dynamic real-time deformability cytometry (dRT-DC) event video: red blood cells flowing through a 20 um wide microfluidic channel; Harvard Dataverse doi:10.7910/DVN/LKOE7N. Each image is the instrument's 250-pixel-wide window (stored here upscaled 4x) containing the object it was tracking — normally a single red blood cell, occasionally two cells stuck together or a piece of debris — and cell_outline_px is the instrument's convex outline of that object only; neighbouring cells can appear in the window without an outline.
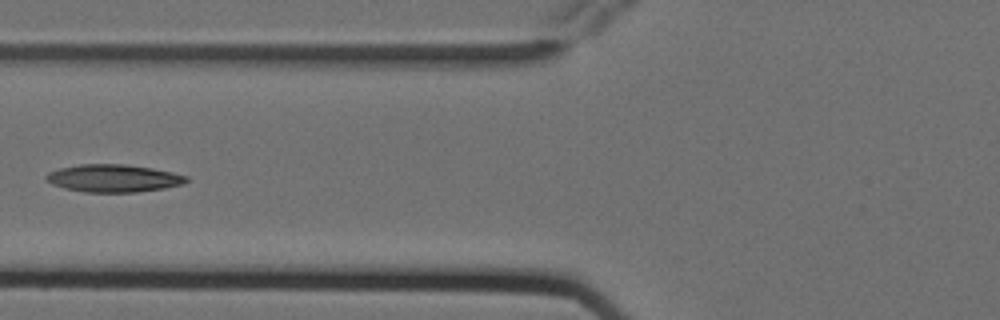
{"species": "Egyptian fruit bat (a non-hibernating species)", "species_latin": "Rousettus aegyptiacus", "temperature_condition": "cold", "stored_images_in_passage": 6, "camera_frame_rate_fps": 3000, "um_per_image_px": 0.085, "animal": {"sex": "female"}, "frame": {"image": 1, "passage_image": 5, "time_ms": 1.333, "image_size_px": [1000, 320], "cell_outline_px": [[188, 180], [184, 184], [164, 188], [136, 192], [84, 192], [64, 188], [52, 184], [44, 176], [48, 172], [60, 168], [80, 164], [124, 164], [152, 168], [172, 172], [188, 176]], "centroid_in_image_um": [9.65, 15.15], "position_along_channel_um": 116.1, "area_um2": 22.54}}
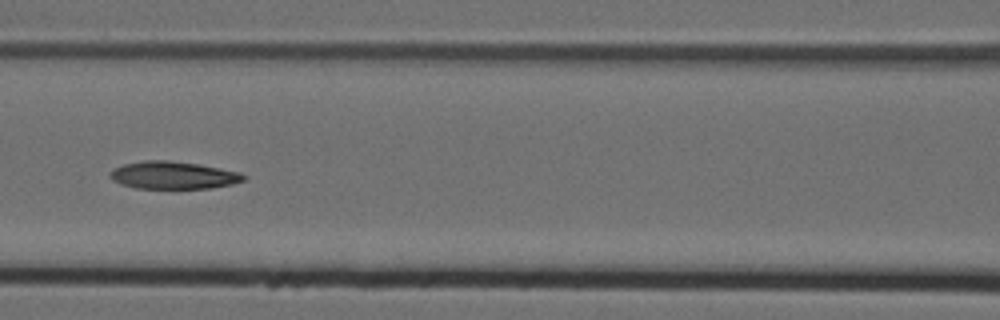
{"frame": {"image": 2, "passage_image": 6, "time_ms": 1.667, "image_size_px": [1000, 320], "cell_outline_px": [[248, 176], [244, 180], [232, 184], [212, 188], [136, 188], [120, 184], [112, 180], [108, 176], [108, 172], [112, 168], [124, 164], [144, 160], [168, 160], [196, 164], [220, 168], [240, 172]], "centroid_in_image_um": [14.69, 14.89], "position_along_channel_um": 151.9, "area_um2": 21.56}}